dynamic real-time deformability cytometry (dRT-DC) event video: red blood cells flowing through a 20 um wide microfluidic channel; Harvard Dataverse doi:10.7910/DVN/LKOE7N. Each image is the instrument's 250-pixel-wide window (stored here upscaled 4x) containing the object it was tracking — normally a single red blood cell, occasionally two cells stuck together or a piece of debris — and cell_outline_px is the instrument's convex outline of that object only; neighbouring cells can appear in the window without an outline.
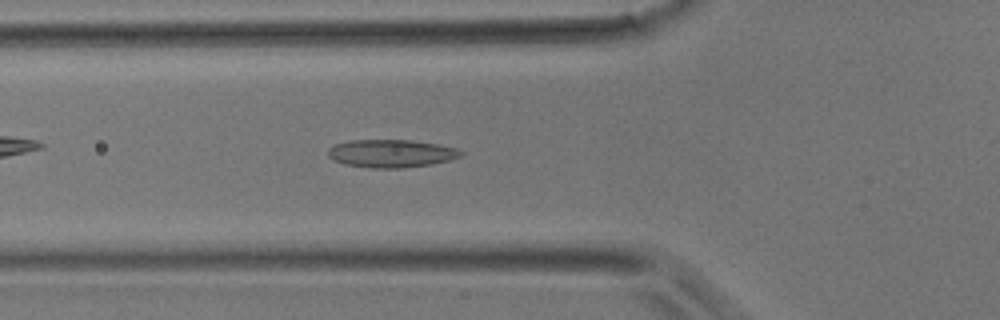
{"species": "common noctule bat (a hibernating species)", "species_latin": "Nyctalus noctula", "temperature_condition": "room temperature", "stored_images_in_passage": 32, "camera_frame_rate_fps": 3000, "um_per_image_px": 0.085, "animal": {"sex": "male", "body_mass_g": 17.9}, "frame": {"image": 1, "passage_image": 6, "time_ms": 1.667, "image_size_px": [1000, 320], "cell_outline_px": [[464, 152], [460, 156], [448, 160], [432, 164], [404, 168], [368, 168], [344, 164], [332, 160], [328, 156], [328, 148], [336, 144], [348, 140], [408, 140], [440, 144], [456, 148]], "centroid_in_image_um": [33.22, 13.05], "position_along_channel_um": 92.6, "area_um2": 21.73}}
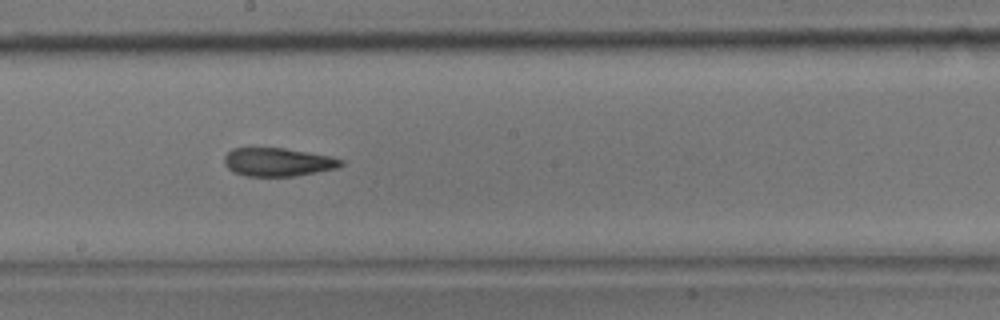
{"frame": {"image": 2, "passage_image": 14, "time_ms": 4.333, "image_size_px": [1000, 320], "cell_outline_px": [[344, 164], [336, 168], [292, 176], [244, 176], [228, 168], [224, 164], [224, 156], [232, 148], [284, 148], [332, 156], [344, 160]], "centroid_in_image_um": [23.62, 13.76], "position_along_channel_um": 224.6, "area_um2": 19.19}}
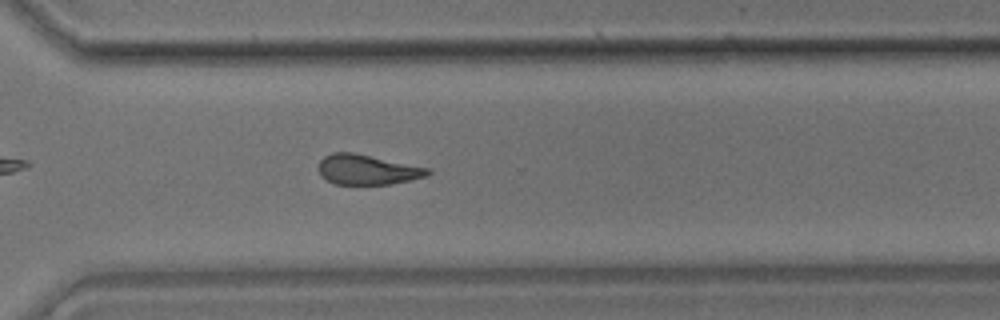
{"frame": {"image": 3, "passage_image": 21, "time_ms": 6.667, "image_size_px": [1000, 320], "cell_outline_px": [[432, 172], [428, 176], [388, 184], [332, 184], [320, 172], [320, 160], [324, 156], [332, 152], [352, 152], [432, 168]], "centroid_in_image_um": [31.27, 14.41], "position_along_channel_um": 339.3, "area_um2": 19.02}}